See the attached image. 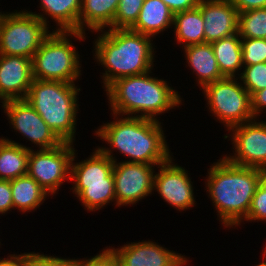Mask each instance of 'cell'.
Wrapping results in <instances>:
<instances>
[{
    "mask_svg": "<svg viewBox=\"0 0 266 266\" xmlns=\"http://www.w3.org/2000/svg\"><path fill=\"white\" fill-rule=\"evenodd\" d=\"M95 40V59L105 68L103 86L115 80L150 72L153 69L154 47L152 39L128 29L101 31Z\"/></svg>",
    "mask_w": 266,
    "mask_h": 266,
    "instance_id": "cell-1",
    "label": "cell"
},
{
    "mask_svg": "<svg viewBox=\"0 0 266 266\" xmlns=\"http://www.w3.org/2000/svg\"><path fill=\"white\" fill-rule=\"evenodd\" d=\"M220 159L210 166L206 189L223 225L238 226L247 218L259 185V169L232 164L225 157Z\"/></svg>",
    "mask_w": 266,
    "mask_h": 266,
    "instance_id": "cell-2",
    "label": "cell"
},
{
    "mask_svg": "<svg viewBox=\"0 0 266 266\" xmlns=\"http://www.w3.org/2000/svg\"><path fill=\"white\" fill-rule=\"evenodd\" d=\"M163 132L158 120L124 115V118L117 117L105 123L95 134L114 150L131 158L125 162L159 166L171 157Z\"/></svg>",
    "mask_w": 266,
    "mask_h": 266,
    "instance_id": "cell-3",
    "label": "cell"
},
{
    "mask_svg": "<svg viewBox=\"0 0 266 266\" xmlns=\"http://www.w3.org/2000/svg\"><path fill=\"white\" fill-rule=\"evenodd\" d=\"M150 73L119 78L105 89L114 117L131 114L157 120L160 113L182 104L178 91Z\"/></svg>",
    "mask_w": 266,
    "mask_h": 266,
    "instance_id": "cell-4",
    "label": "cell"
},
{
    "mask_svg": "<svg viewBox=\"0 0 266 266\" xmlns=\"http://www.w3.org/2000/svg\"><path fill=\"white\" fill-rule=\"evenodd\" d=\"M79 91L74 83L34 79L25 100L62 142L73 143Z\"/></svg>",
    "mask_w": 266,
    "mask_h": 266,
    "instance_id": "cell-5",
    "label": "cell"
},
{
    "mask_svg": "<svg viewBox=\"0 0 266 266\" xmlns=\"http://www.w3.org/2000/svg\"><path fill=\"white\" fill-rule=\"evenodd\" d=\"M71 161L70 180L74 181L73 193L82 202L87 211L100 210L111 201L116 202L114 176L112 173L114 161L95 149L90 158L82 162ZM115 199V200H114Z\"/></svg>",
    "mask_w": 266,
    "mask_h": 266,
    "instance_id": "cell-6",
    "label": "cell"
},
{
    "mask_svg": "<svg viewBox=\"0 0 266 266\" xmlns=\"http://www.w3.org/2000/svg\"><path fill=\"white\" fill-rule=\"evenodd\" d=\"M86 39L83 32L52 31L32 58L33 78L74 83L80 76L78 51L68 36Z\"/></svg>",
    "mask_w": 266,
    "mask_h": 266,
    "instance_id": "cell-7",
    "label": "cell"
},
{
    "mask_svg": "<svg viewBox=\"0 0 266 266\" xmlns=\"http://www.w3.org/2000/svg\"><path fill=\"white\" fill-rule=\"evenodd\" d=\"M45 14L28 11L7 13L0 26V55L33 58L50 34Z\"/></svg>",
    "mask_w": 266,
    "mask_h": 266,
    "instance_id": "cell-8",
    "label": "cell"
},
{
    "mask_svg": "<svg viewBox=\"0 0 266 266\" xmlns=\"http://www.w3.org/2000/svg\"><path fill=\"white\" fill-rule=\"evenodd\" d=\"M237 80L238 77H224L202 89L210 112L225 123L227 131L255 118L251 110V95Z\"/></svg>",
    "mask_w": 266,
    "mask_h": 266,
    "instance_id": "cell-9",
    "label": "cell"
},
{
    "mask_svg": "<svg viewBox=\"0 0 266 266\" xmlns=\"http://www.w3.org/2000/svg\"><path fill=\"white\" fill-rule=\"evenodd\" d=\"M73 143L63 142L50 149H30L27 174L32 177L48 194L53 195L63 181L70 179Z\"/></svg>",
    "mask_w": 266,
    "mask_h": 266,
    "instance_id": "cell-10",
    "label": "cell"
},
{
    "mask_svg": "<svg viewBox=\"0 0 266 266\" xmlns=\"http://www.w3.org/2000/svg\"><path fill=\"white\" fill-rule=\"evenodd\" d=\"M98 149L114 161L112 173L117 207L136 204L152 193L155 175L153 169L156 165L125 161L117 163L110 150L112 148Z\"/></svg>",
    "mask_w": 266,
    "mask_h": 266,
    "instance_id": "cell-11",
    "label": "cell"
},
{
    "mask_svg": "<svg viewBox=\"0 0 266 266\" xmlns=\"http://www.w3.org/2000/svg\"><path fill=\"white\" fill-rule=\"evenodd\" d=\"M2 107L14 130L39 149H50L63 143L25 99L4 101Z\"/></svg>",
    "mask_w": 266,
    "mask_h": 266,
    "instance_id": "cell-12",
    "label": "cell"
},
{
    "mask_svg": "<svg viewBox=\"0 0 266 266\" xmlns=\"http://www.w3.org/2000/svg\"><path fill=\"white\" fill-rule=\"evenodd\" d=\"M234 144V156H225L232 164L266 168V122L254 119L229 129Z\"/></svg>",
    "mask_w": 266,
    "mask_h": 266,
    "instance_id": "cell-13",
    "label": "cell"
},
{
    "mask_svg": "<svg viewBox=\"0 0 266 266\" xmlns=\"http://www.w3.org/2000/svg\"><path fill=\"white\" fill-rule=\"evenodd\" d=\"M172 161L170 157L159 165V172L154 175L153 190L158 191L169 205L184 211L195 205L193 184L187 170Z\"/></svg>",
    "mask_w": 266,
    "mask_h": 266,
    "instance_id": "cell-14",
    "label": "cell"
},
{
    "mask_svg": "<svg viewBox=\"0 0 266 266\" xmlns=\"http://www.w3.org/2000/svg\"><path fill=\"white\" fill-rule=\"evenodd\" d=\"M111 249L117 256L120 266H182L188 262L184 255L149 240Z\"/></svg>",
    "mask_w": 266,
    "mask_h": 266,
    "instance_id": "cell-15",
    "label": "cell"
},
{
    "mask_svg": "<svg viewBox=\"0 0 266 266\" xmlns=\"http://www.w3.org/2000/svg\"><path fill=\"white\" fill-rule=\"evenodd\" d=\"M32 59L0 55V100L25 99L33 82Z\"/></svg>",
    "mask_w": 266,
    "mask_h": 266,
    "instance_id": "cell-16",
    "label": "cell"
},
{
    "mask_svg": "<svg viewBox=\"0 0 266 266\" xmlns=\"http://www.w3.org/2000/svg\"><path fill=\"white\" fill-rule=\"evenodd\" d=\"M197 7L204 20L205 43L237 33L239 12L230 0H200Z\"/></svg>",
    "mask_w": 266,
    "mask_h": 266,
    "instance_id": "cell-17",
    "label": "cell"
},
{
    "mask_svg": "<svg viewBox=\"0 0 266 266\" xmlns=\"http://www.w3.org/2000/svg\"><path fill=\"white\" fill-rule=\"evenodd\" d=\"M173 19L174 13L162 0H144L136 22L129 29L153 38L173 26Z\"/></svg>",
    "mask_w": 266,
    "mask_h": 266,
    "instance_id": "cell-18",
    "label": "cell"
},
{
    "mask_svg": "<svg viewBox=\"0 0 266 266\" xmlns=\"http://www.w3.org/2000/svg\"><path fill=\"white\" fill-rule=\"evenodd\" d=\"M188 65L198 77L202 89L210 83L224 78L221 74L211 43L194 44L184 47Z\"/></svg>",
    "mask_w": 266,
    "mask_h": 266,
    "instance_id": "cell-19",
    "label": "cell"
},
{
    "mask_svg": "<svg viewBox=\"0 0 266 266\" xmlns=\"http://www.w3.org/2000/svg\"><path fill=\"white\" fill-rule=\"evenodd\" d=\"M119 0H82L79 16V32L90 29L96 33L105 28L114 29V17ZM87 27V28H84Z\"/></svg>",
    "mask_w": 266,
    "mask_h": 266,
    "instance_id": "cell-20",
    "label": "cell"
},
{
    "mask_svg": "<svg viewBox=\"0 0 266 266\" xmlns=\"http://www.w3.org/2000/svg\"><path fill=\"white\" fill-rule=\"evenodd\" d=\"M29 147L0 138V180H13L28 171Z\"/></svg>",
    "mask_w": 266,
    "mask_h": 266,
    "instance_id": "cell-21",
    "label": "cell"
},
{
    "mask_svg": "<svg viewBox=\"0 0 266 266\" xmlns=\"http://www.w3.org/2000/svg\"><path fill=\"white\" fill-rule=\"evenodd\" d=\"M238 33L212 42V49L218 68L224 77H237L235 74L242 69L241 37Z\"/></svg>",
    "mask_w": 266,
    "mask_h": 266,
    "instance_id": "cell-22",
    "label": "cell"
},
{
    "mask_svg": "<svg viewBox=\"0 0 266 266\" xmlns=\"http://www.w3.org/2000/svg\"><path fill=\"white\" fill-rule=\"evenodd\" d=\"M173 25L175 38L182 47L205 43L204 20L198 7L175 13Z\"/></svg>",
    "mask_w": 266,
    "mask_h": 266,
    "instance_id": "cell-23",
    "label": "cell"
},
{
    "mask_svg": "<svg viewBox=\"0 0 266 266\" xmlns=\"http://www.w3.org/2000/svg\"><path fill=\"white\" fill-rule=\"evenodd\" d=\"M43 13L55 20L59 28L54 31L79 32L82 0H40Z\"/></svg>",
    "mask_w": 266,
    "mask_h": 266,
    "instance_id": "cell-24",
    "label": "cell"
},
{
    "mask_svg": "<svg viewBox=\"0 0 266 266\" xmlns=\"http://www.w3.org/2000/svg\"><path fill=\"white\" fill-rule=\"evenodd\" d=\"M13 207L24 212L35 210L46 199L48 192L45 191L28 174L10 180Z\"/></svg>",
    "mask_w": 266,
    "mask_h": 266,
    "instance_id": "cell-25",
    "label": "cell"
},
{
    "mask_svg": "<svg viewBox=\"0 0 266 266\" xmlns=\"http://www.w3.org/2000/svg\"><path fill=\"white\" fill-rule=\"evenodd\" d=\"M237 33L241 38L266 39V8L240 12Z\"/></svg>",
    "mask_w": 266,
    "mask_h": 266,
    "instance_id": "cell-26",
    "label": "cell"
},
{
    "mask_svg": "<svg viewBox=\"0 0 266 266\" xmlns=\"http://www.w3.org/2000/svg\"><path fill=\"white\" fill-rule=\"evenodd\" d=\"M243 87L252 96L255 92L266 88V62L243 66L239 74Z\"/></svg>",
    "mask_w": 266,
    "mask_h": 266,
    "instance_id": "cell-27",
    "label": "cell"
},
{
    "mask_svg": "<svg viewBox=\"0 0 266 266\" xmlns=\"http://www.w3.org/2000/svg\"><path fill=\"white\" fill-rule=\"evenodd\" d=\"M144 0H119L114 17V29H128L137 20Z\"/></svg>",
    "mask_w": 266,
    "mask_h": 266,
    "instance_id": "cell-28",
    "label": "cell"
},
{
    "mask_svg": "<svg viewBox=\"0 0 266 266\" xmlns=\"http://www.w3.org/2000/svg\"><path fill=\"white\" fill-rule=\"evenodd\" d=\"M243 65L266 62V39L241 38Z\"/></svg>",
    "mask_w": 266,
    "mask_h": 266,
    "instance_id": "cell-29",
    "label": "cell"
},
{
    "mask_svg": "<svg viewBox=\"0 0 266 266\" xmlns=\"http://www.w3.org/2000/svg\"><path fill=\"white\" fill-rule=\"evenodd\" d=\"M23 266H77L76 259L47 256L39 253H24Z\"/></svg>",
    "mask_w": 266,
    "mask_h": 266,
    "instance_id": "cell-30",
    "label": "cell"
},
{
    "mask_svg": "<svg viewBox=\"0 0 266 266\" xmlns=\"http://www.w3.org/2000/svg\"><path fill=\"white\" fill-rule=\"evenodd\" d=\"M266 221V191L259 185L256 188L255 194L251 200V205L245 221Z\"/></svg>",
    "mask_w": 266,
    "mask_h": 266,
    "instance_id": "cell-31",
    "label": "cell"
},
{
    "mask_svg": "<svg viewBox=\"0 0 266 266\" xmlns=\"http://www.w3.org/2000/svg\"><path fill=\"white\" fill-rule=\"evenodd\" d=\"M77 266H120L117 256L109 246L90 259H76Z\"/></svg>",
    "mask_w": 266,
    "mask_h": 266,
    "instance_id": "cell-32",
    "label": "cell"
},
{
    "mask_svg": "<svg viewBox=\"0 0 266 266\" xmlns=\"http://www.w3.org/2000/svg\"><path fill=\"white\" fill-rule=\"evenodd\" d=\"M13 207V198L10 181L0 180V214H5Z\"/></svg>",
    "mask_w": 266,
    "mask_h": 266,
    "instance_id": "cell-33",
    "label": "cell"
},
{
    "mask_svg": "<svg viewBox=\"0 0 266 266\" xmlns=\"http://www.w3.org/2000/svg\"><path fill=\"white\" fill-rule=\"evenodd\" d=\"M175 14L177 12L188 11L198 6L200 0H162Z\"/></svg>",
    "mask_w": 266,
    "mask_h": 266,
    "instance_id": "cell-34",
    "label": "cell"
},
{
    "mask_svg": "<svg viewBox=\"0 0 266 266\" xmlns=\"http://www.w3.org/2000/svg\"><path fill=\"white\" fill-rule=\"evenodd\" d=\"M264 108H266V88L255 92L251 96V110L255 119Z\"/></svg>",
    "mask_w": 266,
    "mask_h": 266,
    "instance_id": "cell-35",
    "label": "cell"
},
{
    "mask_svg": "<svg viewBox=\"0 0 266 266\" xmlns=\"http://www.w3.org/2000/svg\"><path fill=\"white\" fill-rule=\"evenodd\" d=\"M237 11L245 12L248 10L266 8V0H230Z\"/></svg>",
    "mask_w": 266,
    "mask_h": 266,
    "instance_id": "cell-36",
    "label": "cell"
},
{
    "mask_svg": "<svg viewBox=\"0 0 266 266\" xmlns=\"http://www.w3.org/2000/svg\"><path fill=\"white\" fill-rule=\"evenodd\" d=\"M0 266H23V254H11L8 258L0 259Z\"/></svg>",
    "mask_w": 266,
    "mask_h": 266,
    "instance_id": "cell-37",
    "label": "cell"
},
{
    "mask_svg": "<svg viewBox=\"0 0 266 266\" xmlns=\"http://www.w3.org/2000/svg\"><path fill=\"white\" fill-rule=\"evenodd\" d=\"M259 186L266 191V168H259Z\"/></svg>",
    "mask_w": 266,
    "mask_h": 266,
    "instance_id": "cell-38",
    "label": "cell"
},
{
    "mask_svg": "<svg viewBox=\"0 0 266 266\" xmlns=\"http://www.w3.org/2000/svg\"><path fill=\"white\" fill-rule=\"evenodd\" d=\"M5 15H6V13L4 14V13L0 12V26H1L2 22H3V19H4Z\"/></svg>",
    "mask_w": 266,
    "mask_h": 266,
    "instance_id": "cell-39",
    "label": "cell"
},
{
    "mask_svg": "<svg viewBox=\"0 0 266 266\" xmlns=\"http://www.w3.org/2000/svg\"><path fill=\"white\" fill-rule=\"evenodd\" d=\"M256 266H266V262H262V263H259L258 265H256Z\"/></svg>",
    "mask_w": 266,
    "mask_h": 266,
    "instance_id": "cell-40",
    "label": "cell"
}]
</instances>
